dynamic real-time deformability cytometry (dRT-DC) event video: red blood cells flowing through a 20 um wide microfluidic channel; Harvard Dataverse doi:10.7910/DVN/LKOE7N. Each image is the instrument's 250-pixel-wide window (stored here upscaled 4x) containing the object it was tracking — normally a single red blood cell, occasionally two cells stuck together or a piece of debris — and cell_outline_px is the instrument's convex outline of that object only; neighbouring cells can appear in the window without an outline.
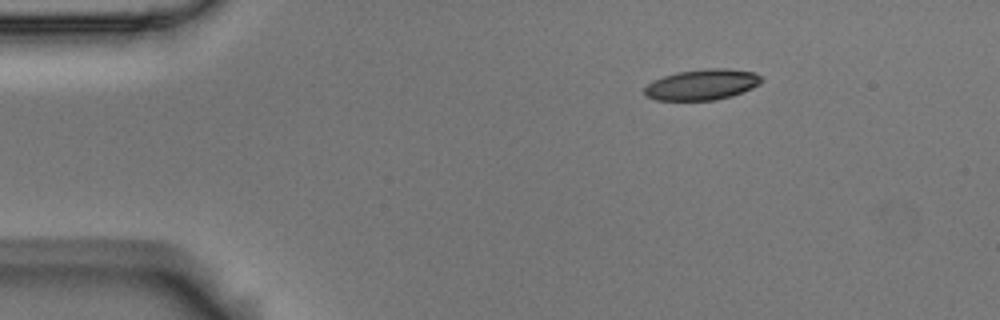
{"species": "Egyptian fruit bat (a non-hibernating species)", "species_latin": "Rousettus aegyptiacus", "temperature_condition": "room temperature", "stored_images_in_passage": 6, "camera_frame_rate_fps": 3000, "um_per_image_px": 0.085, "animal": {"sex": "male"}, "frame": {"image": 1, "passage_image": 6, "time_ms": 1.667, "image_size_px": [1000, 320], "cell_outline_px": [[764, 80], [760, 84], [752, 88], [732, 96], [716, 100], [656, 100], [644, 96], [644, 88], [652, 80], [676, 72], [704, 68], [728, 68], [756, 72]], "centroid_in_image_um": [59.68, 7.18], "position_along_channel_um": 25.3, "area_um2": 21.27}}